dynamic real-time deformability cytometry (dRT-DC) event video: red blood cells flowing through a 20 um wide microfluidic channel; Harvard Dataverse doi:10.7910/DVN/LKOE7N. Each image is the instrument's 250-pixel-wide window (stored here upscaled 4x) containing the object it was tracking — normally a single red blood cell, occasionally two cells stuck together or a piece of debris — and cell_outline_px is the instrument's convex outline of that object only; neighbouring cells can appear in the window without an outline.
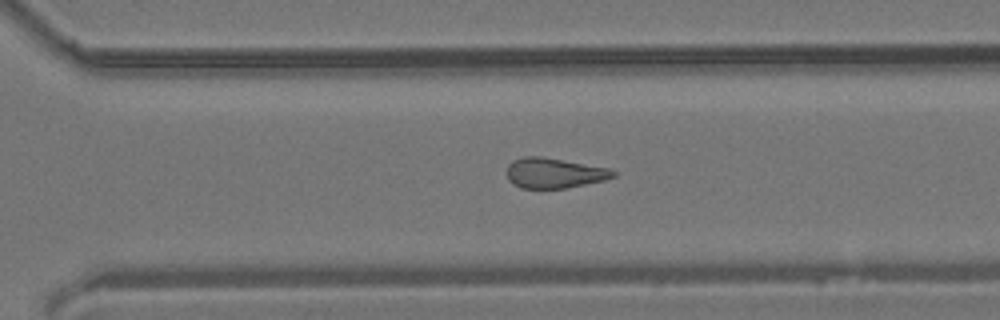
{"species": "common noctule bat (a hibernating species)", "species_latin": "Nyctalus noctula", "temperature_condition": "room temperature", "stored_images_in_passage": 33, "camera_frame_rate_fps": 3000, "um_per_image_px": 0.085, "animal": {"sex": "male", "body_mass_g": 19.2, "forearm_length_mm": 51.8}, "frame": {"image": 1, "passage_image": 28, "time_ms": 9.0, "image_size_px": [1000, 320], "cell_outline_px": [[616, 176], [604, 180], [564, 188], [520, 188], [512, 184], [508, 180], [508, 164], [512, 160], [524, 156], [540, 156], [608, 168], [616, 172]], "centroid_in_image_um": [47.07, 14.71], "position_along_channel_um": 323.5, "area_um2": 18.55}}